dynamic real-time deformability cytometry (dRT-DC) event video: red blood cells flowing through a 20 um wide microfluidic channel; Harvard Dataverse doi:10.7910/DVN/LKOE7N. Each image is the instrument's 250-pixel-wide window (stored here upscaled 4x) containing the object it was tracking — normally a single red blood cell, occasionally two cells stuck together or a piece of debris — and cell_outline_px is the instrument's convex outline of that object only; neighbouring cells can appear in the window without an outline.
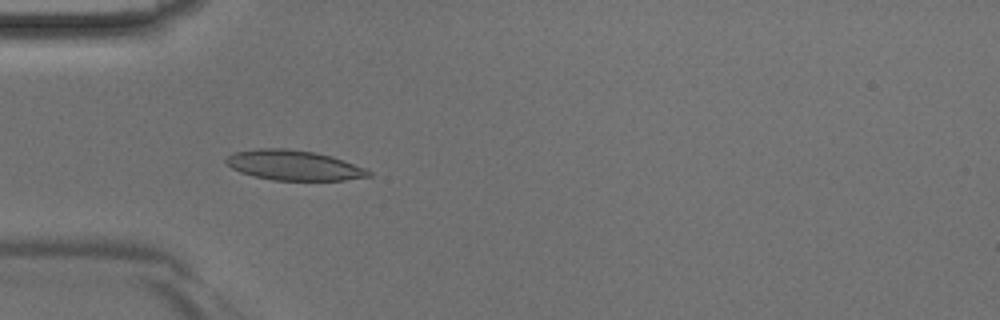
{"species": "Egyptian fruit bat (a non-hibernating species)", "species_latin": "Rousettus aegyptiacus", "temperature_condition": "room temperature", "stored_images_in_passage": 44, "camera_frame_rate_fps": 3000, "um_per_image_px": 0.085, "animal": {"sex": "male"}, "frame": {"image": 1, "passage_image": 13, "time_ms": 4.0, "image_size_px": [1000, 320], "cell_outline_px": [[372, 176], [344, 180], [272, 180], [252, 176], [240, 172], [232, 168], [224, 160], [228, 156], [236, 152], [256, 148], [288, 148], [312, 152], [332, 156], [344, 160], [364, 168], [372, 172]], "centroid_in_image_um": [24.97, 14.05], "position_along_channel_um": 60.0, "area_um2": 24.91}}
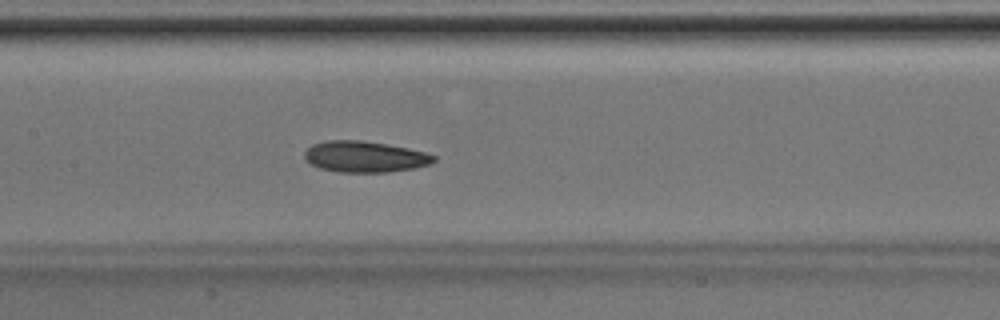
{"frame": {"image": 2, "passage_image": 21, "time_ms": 6.667, "image_size_px": [1000, 320], "cell_outline_px": [[436, 160], [428, 164], [412, 168], [388, 172], [340, 172], [320, 168], [312, 164], [304, 156], [304, 152], [312, 144], [328, 140], [360, 140], [388, 144], [408, 148], [424, 152], [436, 156]], "centroid_in_image_um": [31.0, 13.31], "position_along_channel_um": 176.4, "area_um2": 23.24}}
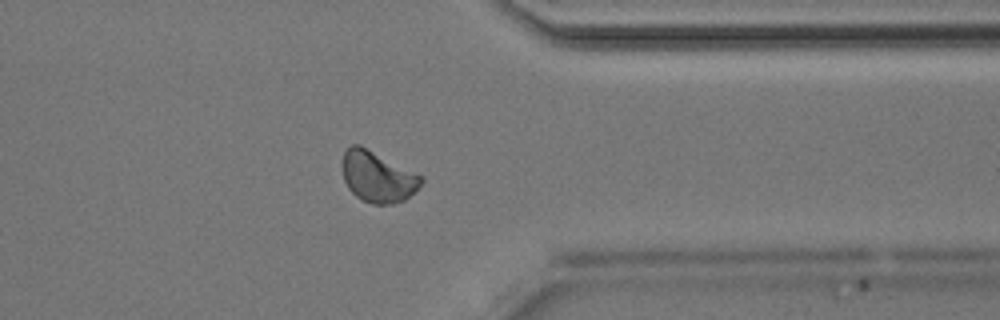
{"frame": {"image": 3, "passage_image": 35, "time_ms": 11.333, "image_size_px": [1000, 320], "cell_outline_px": [[424, 180], [416, 192], [404, 200], [392, 204], [372, 204], [360, 200], [348, 188], [344, 180], [340, 168], [340, 164], [344, 152], [352, 144], [360, 144], [424, 176]], "centroid_in_image_um": [32.09, 15.02], "position_along_channel_um": 379.3, "area_um2": 23.99}}